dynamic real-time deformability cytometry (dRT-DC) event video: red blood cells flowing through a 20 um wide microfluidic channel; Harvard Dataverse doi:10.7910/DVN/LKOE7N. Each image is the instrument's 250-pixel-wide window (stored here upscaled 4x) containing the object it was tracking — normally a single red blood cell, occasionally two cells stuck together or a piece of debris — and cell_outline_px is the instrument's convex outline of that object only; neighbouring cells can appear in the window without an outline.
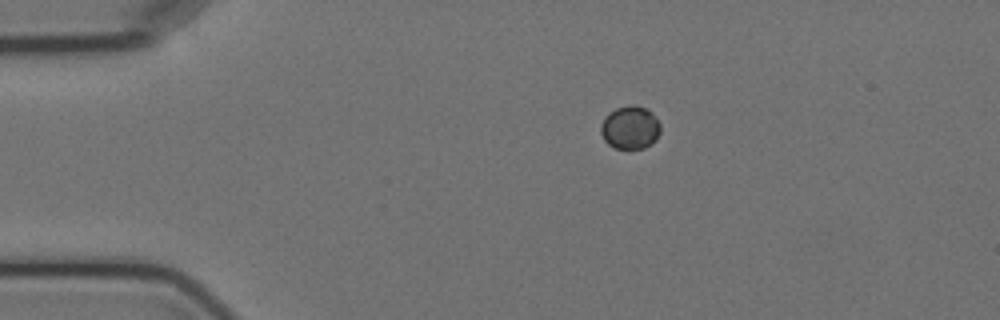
{"species": "Egyptian fruit bat (a non-hibernating species)", "species_latin": "Rousettus aegyptiacus", "temperature_condition": "cold", "stored_images_in_passage": 4, "camera_frame_rate_fps": 3000, "um_per_image_px": 0.085, "animal": {"sex": "female"}, "frame": {"image": 1, "passage_image": 2, "time_ms": 1.333, "image_size_px": [1000, 320], "cell_outline_px": [[660, 132], [656, 140], [652, 144], [644, 148], [616, 148], [608, 144], [604, 140], [600, 132], [600, 124], [604, 116], [608, 112], [616, 108], [632, 104], [644, 108], [660, 124]], "centroid_in_image_um": [53.51, 10.85], "position_along_channel_um": 31.5, "area_um2": 14.91}}
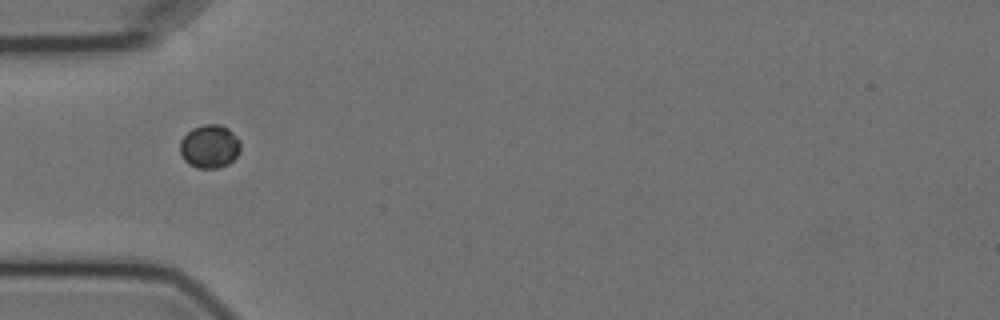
{"frame": {"image": 2, "passage_image": 4, "time_ms": 3.667, "image_size_px": [1000, 320], "cell_outline_px": [[240, 152], [228, 164], [220, 168], [196, 168], [188, 164], [184, 160], [180, 152], [180, 140], [192, 128], [204, 124], [220, 124], [228, 128], [236, 136], [240, 144]], "centroid_in_image_um": [17.8, 12.45], "position_along_channel_um": 67.2, "area_um2": 15.37}}